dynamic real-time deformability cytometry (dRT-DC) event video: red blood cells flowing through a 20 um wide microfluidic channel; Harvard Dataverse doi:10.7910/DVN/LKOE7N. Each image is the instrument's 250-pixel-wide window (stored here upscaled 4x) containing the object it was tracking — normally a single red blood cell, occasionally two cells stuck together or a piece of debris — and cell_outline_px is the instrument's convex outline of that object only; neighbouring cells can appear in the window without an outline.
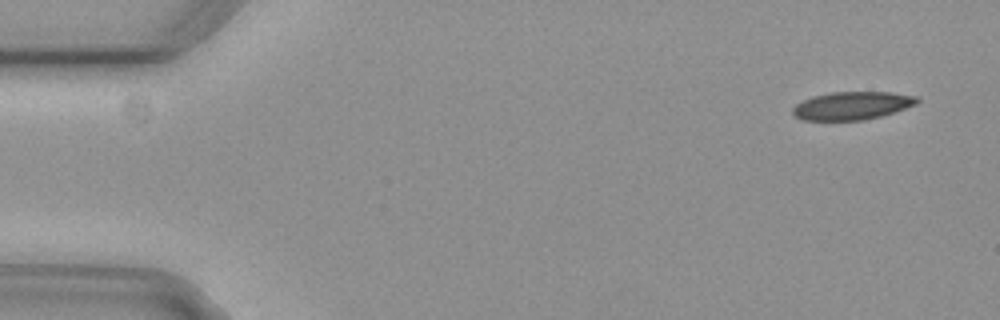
{"species": "common noctule bat (a hibernating species)", "species_latin": "Nyctalus noctula", "temperature_condition": "cold", "stored_images_in_passage": 5, "camera_frame_rate_fps": 3000, "um_per_image_px": 0.085, "animal": {"sex": "female", "body_mass_g": 29.2, "forearm_length_mm": 56.3}, "frame": {"image": 1, "passage_image": 1, "time_ms": 0.0, "image_size_px": [1000, 320], "cell_outline_px": [[920, 100], [916, 104], [880, 116], [864, 120], [804, 120], [796, 116], [792, 112], [792, 108], [796, 104], [812, 96], [828, 92], [888, 92], [916, 96]], "centroid_in_image_um": [72.4, 8.97], "position_along_channel_um": 12.6, "area_um2": 20.11}}
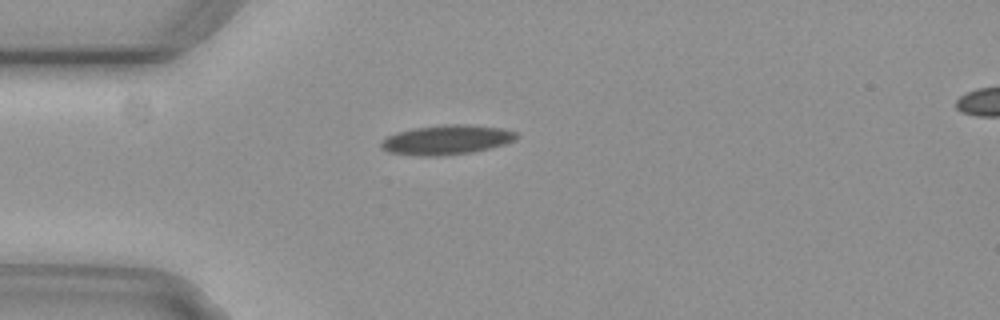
{"frame": {"image": 2, "passage_image": 4, "time_ms": 1.0, "image_size_px": [1000, 320], "cell_outline_px": [[516, 136], [512, 140], [504, 144], [472, 152], [440, 156], [420, 156], [388, 152], [380, 148], [380, 140], [384, 136], [396, 132], [412, 128], [444, 124], [468, 124], [504, 128], [516, 132]], "centroid_in_image_um": [37.87, 11.87], "position_along_channel_um": 47.1, "area_um2": 23.52}}